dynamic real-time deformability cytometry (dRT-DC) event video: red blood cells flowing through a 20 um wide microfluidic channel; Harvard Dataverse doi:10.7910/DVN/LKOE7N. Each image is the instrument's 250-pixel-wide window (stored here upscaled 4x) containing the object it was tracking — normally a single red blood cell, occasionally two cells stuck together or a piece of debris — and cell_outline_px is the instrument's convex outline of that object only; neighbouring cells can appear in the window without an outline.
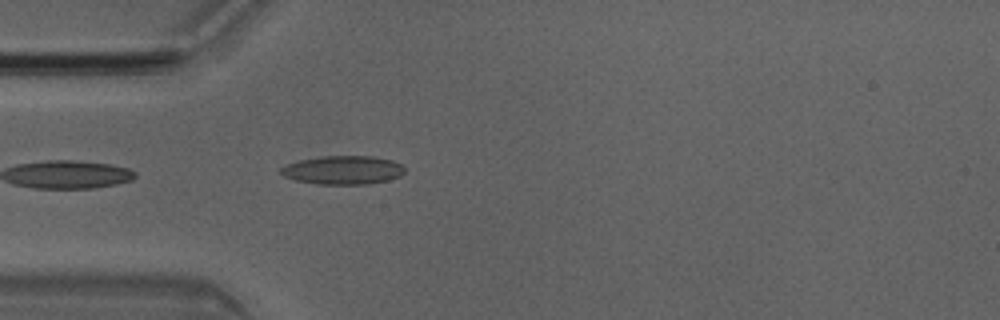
{"species": "Egyptian fruit bat (a non-hibernating species)", "species_latin": "Rousettus aegyptiacus", "temperature_condition": "room temperature", "stored_images_in_passage": 4, "camera_frame_rate_fps": 3000, "um_per_image_px": 0.085, "animal": {"sex": "male"}, "frame": {"image": 1, "passage_image": 4, "time_ms": 1.0, "image_size_px": [1000, 320], "cell_outline_px": [[404, 172], [400, 176], [388, 180], [368, 184], [316, 184], [296, 180], [284, 176], [280, 172], [280, 168], [288, 164], [300, 160], [320, 156], [372, 156], [392, 160], [400, 164], [404, 168]], "centroid_in_image_um": [29.15, 14.45], "position_along_channel_um": 55.8, "area_um2": 20.58}}